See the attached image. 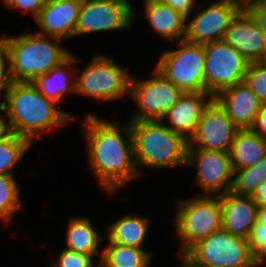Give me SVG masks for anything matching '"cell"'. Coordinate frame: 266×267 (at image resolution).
Segmentation results:
<instances>
[{
	"label": "cell",
	"mask_w": 266,
	"mask_h": 267,
	"mask_svg": "<svg viewBox=\"0 0 266 267\" xmlns=\"http://www.w3.org/2000/svg\"><path fill=\"white\" fill-rule=\"evenodd\" d=\"M122 127L119 128L109 120L99 119L94 114L86 117L84 136L88 163L103 190L110 194L140 176L134 158L130 122ZM122 131L125 136H122Z\"/></svg>",
	"instance_id": "cell-1"
},
{
	"label": "cell",
	"mask_w": 266,
	"mask_h": 267,
	"mask_svg": "<svg viewBox=\"0 0 266 267\" xmlns=\"http://www.w3.org/2000/svg\"><path fill=\"white\" fill-rule=\"evenodd\" d=\"M4 101L0 110L6 112L10 132L33 143L41 131L66 125L73 119L68 113L56 108V102L46 98L32 82L5 84Z\"/></svg>",
	"instance_id": "cell-2"
},
{
	"label": "cell",
	"mask_w": 266,
	"mask_h": 267,
	"mask_svg": "<svg viewBox=\"0 0 266 267\" xmlns=\"http://www.w3.org/2000/svg\"><path fill=\"white\" fill-rule=\"evenodd\" d=\"M8 47V76L11 82H33L64 62L71 53L59 46L58 37L25 33L2 36ZM51 39V40H50Z\"/></svg>",
	"instance_id": "cell-3"
},
{
	"label": "cell",
	"mask_w": 266,
	"mask_h": 267,
	"mask_svg": "<svg viewBox=\"0 0 266 267\" xmlns=\"http://www.w3.org/2000/svg\"><path fill=\"white\" fill-rule=\"evenodd\" d=\"M129 122L137 169L141 166L155 169L187 164L188 141L170 130L162 120Z\"/></svg>",
	"instance_id": "cell-4"
},
{
	"label": "cell",
	"mask_w": 266,
	"mask_h": 267,
	"mask_svg": "<svg viewBox=\"0 0 266 267\" xmlns=\"http://www.w3.org/2000/svg\"><path fill=\"white\" fill-rule=\"evenodd\" d=\"M177 204L173 223L184 255L200 240L222 228V206L218 194H198Z\"/></svg>",
	"instance_id": "cell-5"
},
{
	"label": "cell",
	"mask_w": 266,
	"mask_h": 267,
	"mask_svg": "<svg viewBox=\"0 0 266 267\" xmlns=\"http://www.w3.org/2000/svg\"><path fill=\"white\" fill-rule=\"evenodd\" d=\"M181 262V266L259 267L247 238L232 235L222 228L192 246Z\"/></svg>",
	"instance_id": "cell-6"
},
{
	"label": "cell",
	"mask_w": 266,
	"mask_h": 267,
	"mask_svg": "<svg viewBox=\"0 0 266 267\" xmlns=\"http://www.w3.org/2000/svg\"><path fill=\"white\" fill-rule=\"evenodd\" d=\"M204 44L178 41L177 49L162 54L155 69L185 92H206Z\"/></svg>",
	"instance_id": "cell-7"
},
{
	"label": "cell",
	"mask_w": 266,
	"mask_h": 267,
	"mask_svg": "<svg viewBox=\"0 0 266 267\" xmlns=\"http://www.w3.org/2000/svg\"><path fill=\"white\" fill-rule=\"evenodd\" d=\"M131 76L114 59L95 55L88 66L75 77V93L95 100L111 101L129 94Z\"/></svg>",
	"instance_id": "cell-8"
},
{
	"label": "cell",
	"mask_w": 266,
	"mask_h": 267,
	"mask_svg": "<svg viewBox=\"0 0 266 267\" xmlns=\"http://www.w3.org/2000/svg\"><path fill=\"white\" fill-rule=\"evenodd\" d=\"M206 92L215 97L244 81L250 61L224 40L204 44Z\"/></svg>",
	"instance_id": "cell-9"
},
{
	"label": "cell",
	"mask_w": 266,
	"mask_h": 267,
	"mask_svg": "<svg viewBox=\"0 0 266 267\" xmlns=\"http://www.w3.org/2000/svg\"><path fill=\"white\" fill-rule=\"evenodd\" d=\"M153 72V78L143 81L131 76L129 95L138 111L131 116L130 121L163 120L166 112L184 93L155 68Z\"/></svg>",
	"instance_id": "cell-10"
},
{
	"label": "cell",
	"mask_w": 266,
	"mask_h": 267,
	"mask_svg": "<svg viewBox=\"0 0 266 267\" xmlns=\"http://www.w3.org/2000/svg\"><path fill=\"white\" fill-rule=\"evenodd\" d=\"M134 15L128 0H82L75 37L99 31L128 28L132 25Z\"/></svg>",
	"instance_id": "cell-11"
},
{
	"label": "cell",
	"mask_w": 266,
	"mask_h": 267,
	"mask_svg": "<svg viewBox=\"0 0 266 267\" xmlns=\"http://www.w3.org/2000/svg\"><path fill=\"white\" fill-rule=\"evenodd\" d=\"M243 9L240 0L213 2L186 23L185 40L198 44L223 40L226 30Z\"/></svg>",
	"instance_id": "cell-12"
},
{
	"label": "cell",
	"mask_w": 266,
	"mask_h": 267,
	"mask_svg": "<svg viewBox=\"0 0 266 267\" xmlns=\"http://www.w3.org/2000/svg\"><path fill=\"white\" fill-rule=\"evenodd\" d=\"M187 166L197 169L195 184L204 194L230 191L233 169L229 153L207 149H187Z\"/></svg>",
	"instance_id": "cell-13"
},
{
	"label": "cell",
	"mask_w": 266,
	"mask_h": 267,
	"mask_svg": "<svg viewBox=\"0 0 266 267\" xmlns=\"http://www.w3.org/2000/svg\"><path fill=\"white\" fill-rule=\"evenodd\" d=\"M239 130L225 110L213 99L204 110L195 133L189 139L188 149H207L229 153Z\"/></svg>",
	"instance_id": "cell-14"
},
{
	"label": "cell",
	"mask_w": 266,
	"mask_h": 267,
	"mask_svg": "<svg viewBox=\"0 0 266 267\" xmlns=\"http://www.w3.org/2000/svg\"><path fill=\"white\" fill-rule=\"evenodd\" d=\"M223 40L250 62L266 61V36L245 9L232 21Z\"/></svg>",
	"instance_id": "cell-15"
},
{
	"label": "cell",
	"mask_w": 266,
	"mask_h": 267,
	"mask_svg": "<svg viewBox=\"0 0 266 267\" xmlns=\"http://www.w3.org/2000/svg\"><path fill=\"white\" fill-rule=\"evenodd\" d=\"M82 0H48L36 16L41 35L58 37L63 40L75 37Z\"/></svg>",
	"instance_id": "cell-16"
},
{
	"label": "cell",
	"mask_w": 266,
	"mask_h": 267,
	"mask_svg": "<svg viewBox=\"0 0 266 267\" xmlns=\"http://www.w3.org/2000/svg\"><path fill=\"white\" fill-rule=\"evenodd\" d=\"M214 99L239 129H250L262 102L245 81L219 92Z\"/></svg>",
	"instance_id": "cell-17"
},
{
	"label": "cell",
	"mask_w": 266,
	"mask_h": 267,
	"mask_svg": "<svg viewBox=\"0 0 266 267\" xmlns=\"http://www.w3.org/2000/svg\"><path fill=\"white\" fill-rule=\"evenodd\" d=\"M213 99L214 97L207 92L183 93L179 101L164 115L163 119L168 118L170 124L166 126L189 141L195 133L204 110Z\"/></svg>",
	"instance_id": "cell-18"
},
{
	"label": "cell",
	"mask_w": 266,
	"mask_h": 267,
	"mask_svg": "<svg viewBox=\"0 0 266 267\" xmlns=\"http://www.w3.org/2000/svg\"><path fill=\"white\" fill-rule=\"evenodd\" d=\"M222 229L232 235L248 238L257 222L258 205L251 196H240L230 191L220 194Z\"/></svg>",
	"instance_id": "cell-19"
},
{
	"label": "cell",
	"mask_w": 266,
	"mask_h": 267,
	"mask_svg": "<svg viewBox=\"0 0 266 267\" xmlns=\"http://www.w3.org/2000/svg\"><path fill=\"white\" fill-rule=\"evenodd\" d=\"M146 19L154 32L162 35V38L170 42L186 37V20L182 14L169 5L152 2L144 4Z\"/></svg>",
	"instance_id": "cell-20"
},
{
	"label": "cell",
	"mask_w": 266,
	"mask_h": 267,
	"mask_svg": "<svg viewBox=\"0 0 266 267\" xmlns=\"http://www.w3.org/2000/svg\"><path fill=\"white\" fill-rule=\"evenodd\" d=\"M266 156V139L250 129H240L229 150L233 170L247 168Z\"/></svg>",
	"instance_id": "cell-21"
},
{
	"label": "cell",
	"mask_w": 266,
	"mask_h": 267,
	"mask_svg": "<svg viewBox=\"0 0 266 267\" xmlns=\"http://www.w3.org/2000/svg\"><path fill=\"white\" fill-rule=\"evenodd\" d=\"M72 54L60 65L52 68L47 74L37 77L32 83L48 99L61 102L65 94L75 93L76 80H71L69 69L74 68L73 62L76 61Z\"/></svg>",
	"instance_id": "cell-22"
},
{
	"label": "cell",
	"mask_w": 266,
	"mask_h": 267,
	"mask_svg": "<svg viewBox=\"0 0 266 267\" xmlns=\"http://www.w3.org/2000/svg\"><path fill=\"white\" fill-rule=\"evenodd\" d=\"M149 218L139 215H125L108 226V240L126 246L143 248L147 237Z\"/></svg>",
	"instance_id": "cell-23"
},
{
	"label": "cell",
	"mask_w": 266,
	"mask_h": 267,
	"mask_svg": "<svg viewBox=\"0 0 266 267\" xmlns=\"http://www.w3.org/2000/svg\"><path fill=\"white\" fill-rule=\"evenodd\" d=\"M66 233V249L91 257L97 255L102 235L92 226L90 219L73 217Z\"/></svg>",
	"instance_id": "cell-24"
},
{
	"label": "cell",
	"mask_w": 266,
	"mask_h": 267,
	"mask_svg": "<svg viewBox=\"0 0 266 267\" xmlns=\"http://www.w3.org/2000/svg\"><path fill=\"white\" fill-rule=\"evenodd\" d=\"M103 251V252H102ZM100 253V267H149L152 253L143 248L121 245L109 241Z\"/></svg>",
	"instance_id": "cell-25"
},
{
	"label": "cell",
	"mask_w": 266,
	"mask_h": 267,
	"mask_svg": "<svg viewBox=\"0 0 266 267\" xmlns=\"http://www.w3.org/2000/svg\"><path fill=\"white\" fill-rule=\"evenodd\" d=\"M233 177L230 192L240 196H252L258 186L266 181V156L255 165L233 170Z\"/></svg>",
	"instance_id": "cell-26"
},
{
	"label": "cell",
	"mask_w": 266,
	"mask_h": 267,
	"mask_svg": "<svg viewBox=\"0 0 266 267\" xmlns=\"http://www.w3.org/2000/svg\"><path fill=\"white\" fill-rule=\"evenodd\" d=\"M31 142L15 133L10 132L0 141V174L13 175L12 169L24 156Z\"/></svg>",
	"instance_id": "cell-27"
},
{
	"label": "cell",
	"mask_w": 266,
	"mask_h": 267,
	"mask_svg": "<svg viewBox=\"0 0 266 267\" xmlns=\"http://www.w3.org/2000/svg\"><path fill=\"white\" fill-rule=\"evenodd\" d=\"M19 192L14 175L0 174V218L6 223L21 207Z\"/></svg>",
	"instance_id": "cell-28"
},
{
	"label": "cell",
	"mask_w": 266,
	"mask_h": 267,
	"mask_svg": "<svg viewBox=\"0 0 266 267\" xmlns=\"http://www.w3.org/2000/svg\"><path fill=\"white\" fill-rule=\"evenodd\" d=\"M244 81L259 100L266 104V61L250 62Z\"/></svg>",
	"instance_id": "cell-29"
},
{
	"label": "cell",
	"mask_w": 266,
	"mask_h": 267,
	"mask_svg": "<svg viewBox=\"0 0 266 267\" xmlns=\"http://www.w3.org/2000/svg\"><path fill=\"white\" fill-rule=\"evenodd\" d=\"M247 240L251 254L259 266L266 263V225L257 221L252 226Z\"/></svg>",
	"instance_id": "cell-30"
},
{
	"label": "cell",
	"mask_w": 266,
	"mask_h": 267,
	"mask_svg": "<svg viewBox=\"0 0 266 267\" xmlns=\"http://www.w3.org/2000/svg\"><path fill=\"white\" fill-rule=\"evenodd\" d=\"M54 267H95L93 257L74 252L68 249H63L57 258V263Z\"/></svg>",
	"instance_id": "cell-31"
},
{
	"label": "cell",
	"mask_w": 266,
	"mask_h": 267,
	"mask_svg": "<svg viewBox=\"0 0 266 267\" xmlns=\"http://www.w3.org/2000/svg\"><path fill=\"white\" fill-rule=\"evenodd\" d=\"M244 9L251 15L261 30H266V2L249 0L244 3Z\"/></svg>",
	"instance_id": "cell-32"
},
{
	"label": "cell",
	"mask_w": 266,
	"mask_h": 267,
	"mask_svg": "<svg viewBox=\"0 0 266 267\" xmlns=\"http://www.w3.org/2000/svg\"><path fill=\"white\" fill-rule=\"evenodd\" d=\"M7 7L22 9L24 13L30 11L34 18L48 0H1Z\"/></svg>",
	"instance_id": "cell-33"
},
{
	"label": "cell",
	"mask_w": 266,
	"mask_h": 267,
	"mask_svg": "<svg viewBox=\"0 0 266 267\" xmlns=\"http://www.w3.org/2000/svg\"><path fill=\"white\" fill-rule=\"evenodd\" d=\"M8 47L5 39L0 37V88L2 89L9 82L8 68Z\"/></svg>",
	"instance_id": "cell-34"
},
{
	"label": "cell",
	"mask_w": 266,
	"mask_h": 267,
	"mask_svg": "<svg viewBox=\"0 0 266 267\" xmlns=\"http://www.w3.org/2000/svg\"><path fill=\"white\" fill-rule=\"evenodd\" d=\"M196 0H161L160 3L166 4L174 8L177 12L188 18Z\"/></svg>",
	"instance_id": "cell-35"
},
{
	"label": "cell",
	"mask_w": 266,
	"mask_h": 267,
	"mask_svg": "<svg viewBox=\"0 0 266 267\" xmlns=\"http://www.w3.org/2000/svg\"><path fill=\"white\" fill-rule=\"evenodd\" d=\"M251 131L266 139V104H262L259 114L257 115Z\"/></svg>",
	"instance_id": "cell-36"
},
{
	"label": "cell",
	"mask_w": 266,
	"mask_h": 267,
	"mask_svg": "<svg viewBox=\"0 0 266 267\" xmlns=\"http://www.w3.org/2000/svg\"><path fill=\"white\" fill-rule=\"evenodd\" d=\"M258 207H266V181L262 182L251 196Z\"/></svg>",
	"instance_id": "cell-37"
},
{
	"label": "cell",
	"mask_w": 266,
	"mask_h": 267,
	"mask_svg": "<svg viewBox=\"0 0 266 267\" xmlns=\"http://www.w3.org/2000/svg\"><path fill=\"white\" fill-rule=\"evenodd\" d=\"M10 133L7 121L0 113V141L3 140Z\"/></svg>",
	"instance_id": "cell-38"
},
{
	"label": "cell",
	"mask_w": 266,
	"mask_h": 267,
	"mask_svg": "<svg viewBox=\"0 0 266 267\" xmlns=\"http://www.w3.org/2000/svg\"><path fill=\"white\" fill-rule=\"evenodd\" d=\"M257 221L266 225V207H258Z\"/></svg>",
	"instance_id": "cell-39"
},
{
	"label": "cell",
	"mask_w": 266,
	"mask_h": 267,
	"mask_svg": "<svg viewBox=\"0 0 266 267\" xmlns=\"http://www.w3.org/2000/svg\"><path fill=\"white\" fill-rule=\"evenodd\" d=\"M161 0H145V4L152 3V2H160Z\"/></svg>",
	"instance_id": "cell-40"
},
{
	"label": "cell",
	"mask_w": 266,
	"mask_h": 267,
	"mask_svg": "<svg viewBox=\"0 0 266 267\" xmlns=\"http://www.w3.org/2000/svg\"><path fill=\"white\" fill-rule=\"evenodd\" d=\"M182 267H202V266H182Z\"/></svg>",
	"instance_id": "cell-41"
},
{
	"label": "cell",
	"mask_w": 266,
	"mask_h": 267,
	"mask_svg": "<svg viewBox=\"0 0 266 267\" xmlns=\"http://www.w3.org/2000/svg\"><path fill=\"white\" fill-rule=\"evenodd\" d=\"M241 2H243V3H245V2H247V1H249V0H240Z\"/></svg>",
	"instance_id": "cell-42"
}]
</instances>
